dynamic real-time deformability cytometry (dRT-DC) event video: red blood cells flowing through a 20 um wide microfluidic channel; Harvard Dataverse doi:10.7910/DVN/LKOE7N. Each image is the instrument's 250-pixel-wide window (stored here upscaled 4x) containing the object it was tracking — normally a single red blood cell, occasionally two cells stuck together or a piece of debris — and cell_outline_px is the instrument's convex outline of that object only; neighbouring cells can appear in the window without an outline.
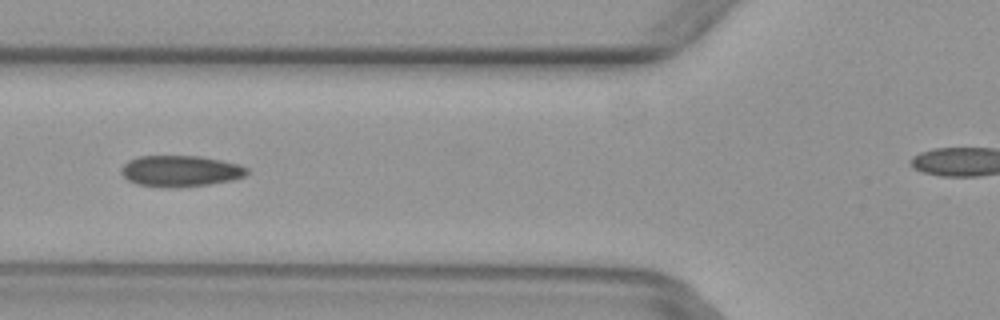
{"species": "common noctule bat (a hibernating species)", "species_latin": "Nyctalus noctula", "temperature_condition": "warm", "stored_images_in_passage": 2, "camera_frame_rate_fps": 3000, "um_per_image_px": 0.085, "animal": {"sex": "female", "body_mass_g": 29.2, "forearm_length_mm": 56.3}, "frame": {"image": 1, "passage_image": 2, "time_ms": 0.333, "image_size_px": [1000, 320], "cell_outline_px": [[248, 172], [244, 176], [232, 180], [208, 184], [172, 188], [160, 188], [136, 184], [128, 180], [120, 172], [120, 168], [128, 160], [136, 156], [200, 156], [240, 164], [248, 168]], "centroid_in_image_um": [15.3, 14.54], "position_along_channel_um": 110.5, "area_um2": 23.06}}